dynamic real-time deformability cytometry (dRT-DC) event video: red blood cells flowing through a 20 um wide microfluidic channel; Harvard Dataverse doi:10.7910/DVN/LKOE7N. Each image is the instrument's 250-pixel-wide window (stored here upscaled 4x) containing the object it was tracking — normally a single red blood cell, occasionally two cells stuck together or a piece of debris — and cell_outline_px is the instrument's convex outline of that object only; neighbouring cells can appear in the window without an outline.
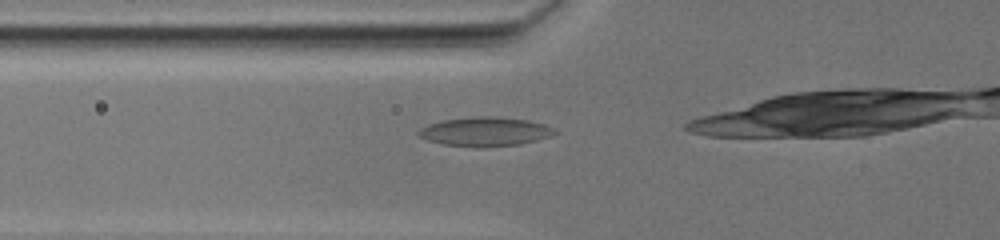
{"species": "common noctule bat (a hibernating species)", "species_latin": "Nyctalus noctula", "temperature_condition": "warm", "stored_images_in_passage": 23, "camera_frame_rate_fps": 3000, "um_per_image_px": 0.085, "animal": {"sex": "female", "body_mass_g": 19.5, "forearm_length_mm": 54.1}, "frame": {"image": 1, "passage_image": 12, "time_ms": 6.0, "image_size_px": [1000, 240], "cell_outline_px": [[556, 132], [548, 136], [536, 140], [520, 144], [488, 148], [476, 148], [444, 144], [428, 140], [420, 136], [416, 132], [420, 128], [428, 124], [444, 120], [476, 116], [496, 116], [528, 120], [544, 124], [552, 128]], "centroid_in_image_um": [41.2, 11.2], "position_along_channel_um": 84.6, "area_um2": 23.12}}
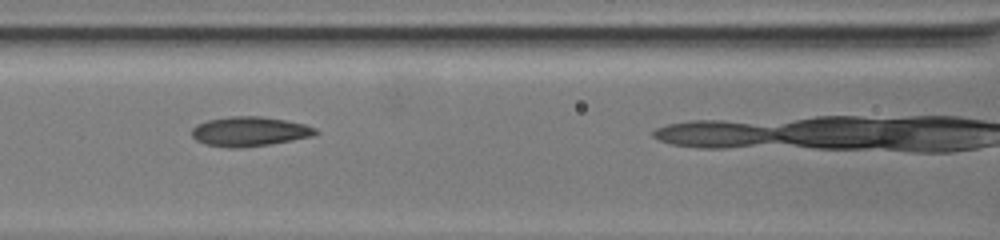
{"frame": {"image": 2, "passage_image": 16, "time_ms": 8.0, "image_size_px": [1000, 240], "cell_outline_px": [[320, 132], [312, 136], [272, 144], [244, 148], [224, 148], [204, 144], [196, 140], [192, 136], [192, 128], [196, 124], [208, 120], [232, 116], [260, 116], [284, 120], [304, 124], [316, 128]], "centroid_in_image_um": [21.19, 11.19], "position_along_channel_um": 145.4, "area_um2": 21.5}}
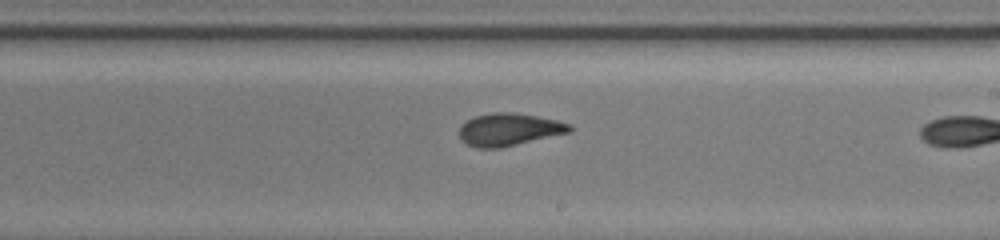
{"frame": {"image": 3, "passage_image": 22, "time_ms": 11.333, "image_size_px": [1000, 240], "cell_outline_px": [[572, 128], [568, 132], [500, 148], [476, 148], [460, 140], [460, 128], [468, 120], [476, 116], [492, 112], [512, 112], [536, 116], [556, 120], [568, 124]], "centroid_in_image_um": [43.22, 11.01], "position_along_channel_um": 245.8, "area_um2": 20.46}}